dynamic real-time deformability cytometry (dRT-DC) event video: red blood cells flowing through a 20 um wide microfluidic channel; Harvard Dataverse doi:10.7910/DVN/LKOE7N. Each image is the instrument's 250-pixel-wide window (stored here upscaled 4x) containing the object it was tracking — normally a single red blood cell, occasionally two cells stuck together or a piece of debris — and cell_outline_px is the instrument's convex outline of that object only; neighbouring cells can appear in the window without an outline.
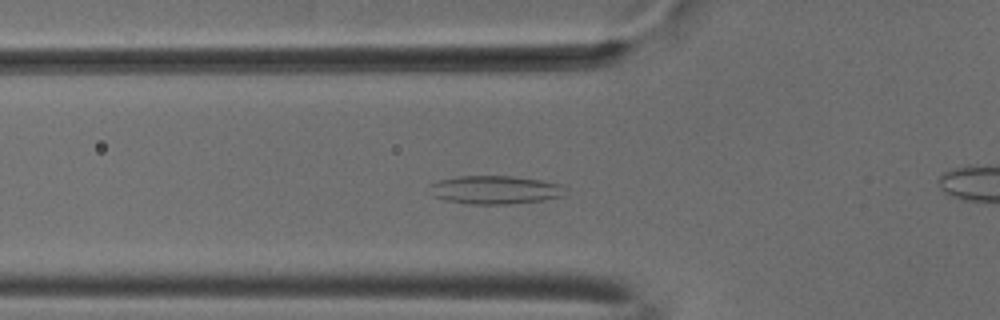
{"species": "common noctule bat (a hibernating species)", "species_latin": "Nyctalus noctula", "temperature_condition": "cold", "stored_images_in_passage": 48, "camera_frame_rate_fps": 3000, "um_per_image_px": 0.085, "animal": {"sex": "male", "body_mass_g": 18.8}, "frame": {"image": 1, "passage_image": 12, "time_ms": 3.667, "image_size_px": [1000, 320], "cell_outline_px": [[568, 188], [564, 196], [544, 200], [508, 204], [468, 204], [444, 200], [436, 196], [428, 184], [440, 180], [460, 176], [512, 176], [540, 180], [560, 184]], "centroid_in_image_um": [42.14, 16.14], "position_along_channel_um": 83.7, "area_um2": 22.43}}
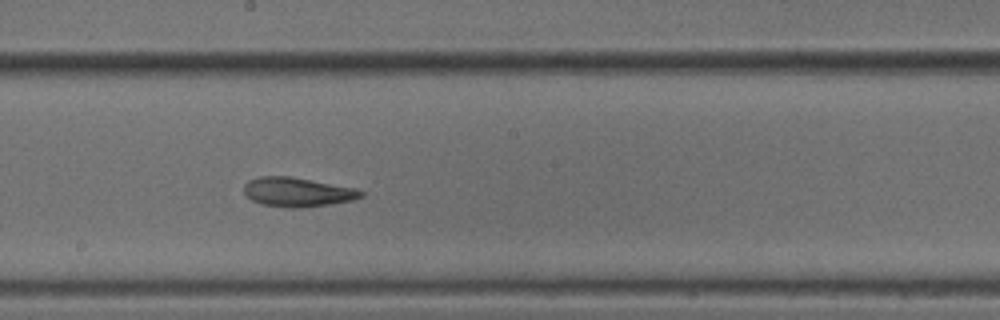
{"frame": {"image": 2, "passage_image": 23, "time_ms": 7.333, "image_size_px": [1000, 320], "cell_outline_px": [[364, 196], [352, 200], [304, 208], [292, 208], [264, 204], [252, 200], [244, 192], [244, 184], [248, 180], [260, 176], [288, 176], [356, 188], [364, 192]], "centroid_in_image_um": [25.29, 16.32], "position_along_channel_um": 222.9, "area_um2": 19.77}}
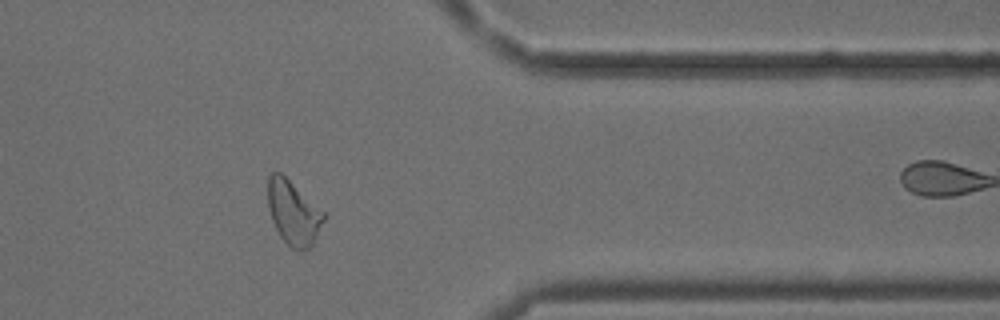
{"frame": {"image": 3, "passage_image": 37, "time_ms": 12.0, "image_size_px": [1000, 320], "cell_outline_px": [[328, 216], [312, 244], [308, 248], [292, 248], [280, 236], [272, 220], [268, 204], [268, 176], [272, 172], [280, 172], [324, 212]], "centroid_in_image_um": [24.95, 18.06], "position_along_channel_um": 386.5, "area_um2": 20.46}, "authors_computed_cell_mechanics": {"area_um2": 21.2415, "velocity_mm_per_s": 3.7746, "shape_relaxation_time_tau1_ms": null, "shape_relaxation_time_tau2_ms": 2.8727, "deformation_change_tau1": null, "deformation_change_tau2": 0.0825}}